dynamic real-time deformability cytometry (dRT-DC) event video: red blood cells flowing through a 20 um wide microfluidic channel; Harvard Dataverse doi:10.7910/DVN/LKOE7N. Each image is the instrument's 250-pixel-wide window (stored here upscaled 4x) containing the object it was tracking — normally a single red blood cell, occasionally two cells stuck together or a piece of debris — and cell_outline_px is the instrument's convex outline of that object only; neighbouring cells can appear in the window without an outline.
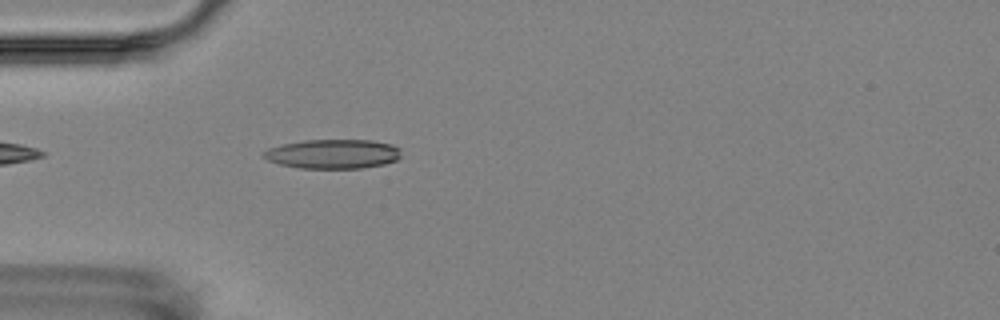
{"species": "Egyptian fruit bat (a non-hibernating species)", "species_latin": "Rousettus aegyptiacus", "temperature_condition": "room temperature", "stored_images_in_passage": 1, "camera_frame_rate_fps": 3000, "um_per_image_px": 0.085, "animal": {"sex": "female"}, "frame": {"image": 1, "passage_image": 1, "time_ms": 0.0, "image_size_px": [1000, 320], "cell_outline_px": [[400, 156], [396, 160], [384, 164], [364, 168], [300, 168], [280, 164], [268, 160], [264, 156], [264, 152], [268, 148], [284, 144], [304, 140], [372, 140], [392, 144], [400, 148]], "centroid_in_image_um": [28.34, 13.08], "position_along_channel_um": 56.7, "area_um2": 23.41}}